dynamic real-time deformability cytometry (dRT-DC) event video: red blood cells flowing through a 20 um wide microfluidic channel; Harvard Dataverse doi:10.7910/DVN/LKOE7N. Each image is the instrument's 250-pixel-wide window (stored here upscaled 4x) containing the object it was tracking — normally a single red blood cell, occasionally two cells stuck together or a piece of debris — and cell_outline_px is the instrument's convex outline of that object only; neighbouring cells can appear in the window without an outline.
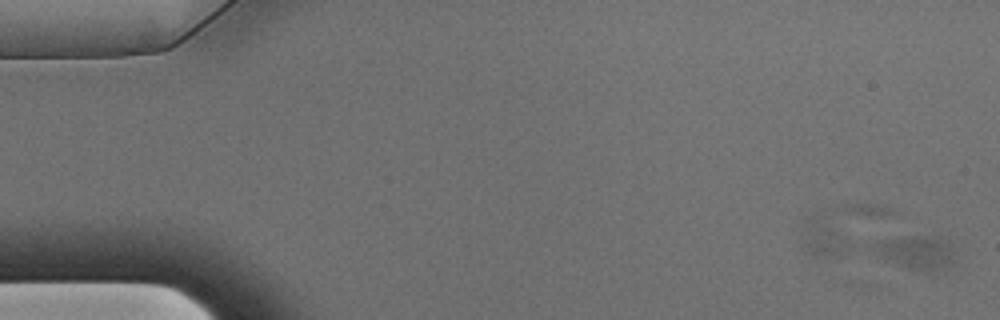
{"species": "Egyptian fruit bat (a non-hibernating species)", "species_latin": "Rousettus aegyptiacus", "temperature_condition": "warm", "stored_images_in_passage": 15, "segment_of_instrument_passage": [1, 2], "camera_frame_rate_fps": 3000, "um_per_image_px": 0.085, "animal": {"sex": "male"}, "frame": {"image": 1, "passage_image": 1, "time_ms": 0.0, "image_size_px": [1000, 320], "cell_outline_px": [[952, 260], [948, 264], [924, 272], [908, 268], [884, 260], [880, 256], [872, 244], [904, 236], [940, 236], [948, 240], [952, 248]], "centroid_in_image_um": [77.89, 21.42], "position_along_channel_um": 7.1, "area_um2": 15.26}}